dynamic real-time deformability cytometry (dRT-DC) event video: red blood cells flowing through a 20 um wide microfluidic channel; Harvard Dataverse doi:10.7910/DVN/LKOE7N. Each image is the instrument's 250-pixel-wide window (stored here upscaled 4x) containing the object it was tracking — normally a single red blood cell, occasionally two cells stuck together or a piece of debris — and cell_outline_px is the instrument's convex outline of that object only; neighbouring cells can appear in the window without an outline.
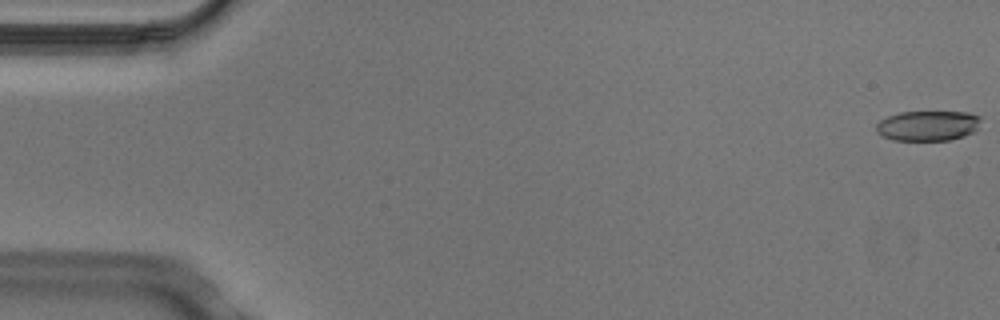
{"species": "Egyptian fruit bat (a non-hibernating species)", "species_latin": "Rousettus aegyptiacus", "temperature_condition": "cold", "stored_images_in_passage": 5, "camera_frame_rate_fps": 3000, "um_per_image_px": 0.085, "animal": {"sex": "male"}, "frame": {"image": 1, "passage_image": 1, "time_ms": 0.0, "image_size_px": [1000, 320], "cell_outline_px": [[980, 120], [976, 132], [964, 136], [948, 140], [892, 140], [880, 136], [876, 132], [876, 124], [880, 120], [888, 116], [900, 112], [968, 112], [980, 116]], "centroid_in_image_um": [78.85, 10.69], "position_along_channel_um": 6.1, "area_um2": 18.55}}
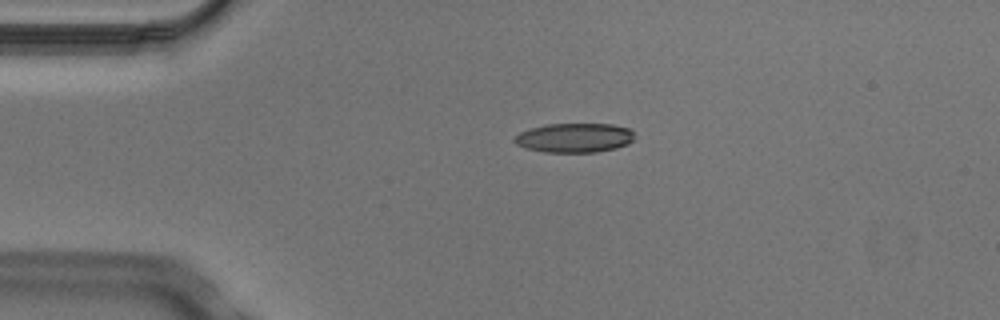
{"frame": {"image": 2, "passage_image": 4, "time_ms": 1.0, "image_size_px": [1000, 320], "cell_outline_px": [[632, 140], [628, 144], [616, 148], [596, 152], [544, 152], [524, 148], [516, 144], [512, 140], [520, 132], [544, 124], [612, 124], [628, 128], [632, 132]], "centroid_in_image_um": [48.79, 11.71], "position_along_channel_um": 36.2, "area_um2": 20.46}}